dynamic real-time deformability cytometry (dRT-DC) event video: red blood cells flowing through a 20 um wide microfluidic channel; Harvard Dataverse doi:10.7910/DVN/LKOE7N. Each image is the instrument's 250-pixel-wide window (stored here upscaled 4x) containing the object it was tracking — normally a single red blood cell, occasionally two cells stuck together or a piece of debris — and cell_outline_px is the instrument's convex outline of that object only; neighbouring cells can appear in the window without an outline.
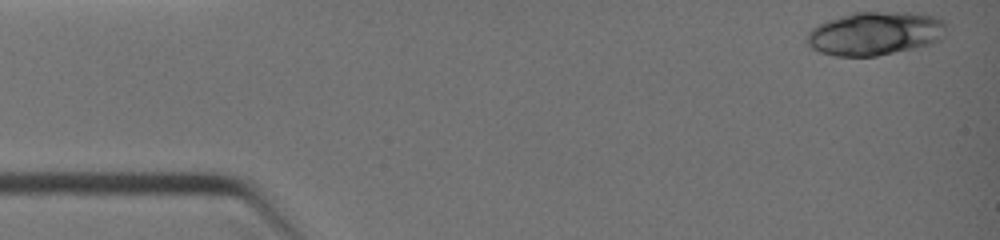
{"species": "common noctule bat (a hibernating species)", "species_latin": "Nyctalus noctula", "temperature_condition": "warm", "stored_images_in_passage": 6, "camera_frame_rate_fps": 3000, "um_per_image_px": 0.085, "animal": {"sex": "female", "body_mass_g": 19.0, "forearm_length_mm": 51.5}, "frame": {"image": 1, "passage_image": 1, "time_ms": 0.0, "image_size_px": [1000, 240], "cell_outline_px": [[944, 28], [940, 40], [932, 44], [916, 48], [876, 56], [836, 56], [820, 52], [812, 48], [804, 40], [808, 32], [812, 28], [828, 20], [852, 12], [916, 12], [940, 16], [944, 20]], "centroid_in_image_um": [74.39, 2.83], "position_along_channel_um": 10.6, "area_um2": 35.66}}
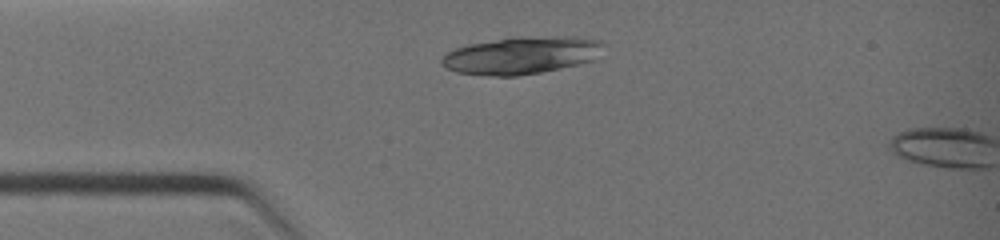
{"frame": {"image": 2, "passage_image": 5, "time_ms": 2.333, "image_size_px": [1000, 240], "cell_outline_px": [[604, 44], [592, 60], [576, 64], [540, 72], [516, 76], [488, 76], [456, 72], [448, 68], [440, 60], [448, 52], [456, 48], [468, 44], [508, 36], [572, 36], [600, 40]], "centroid_in_image_um": [44.28, 4.68], "position_along_channel_um": 40.7, "area_um2": 35.2}}